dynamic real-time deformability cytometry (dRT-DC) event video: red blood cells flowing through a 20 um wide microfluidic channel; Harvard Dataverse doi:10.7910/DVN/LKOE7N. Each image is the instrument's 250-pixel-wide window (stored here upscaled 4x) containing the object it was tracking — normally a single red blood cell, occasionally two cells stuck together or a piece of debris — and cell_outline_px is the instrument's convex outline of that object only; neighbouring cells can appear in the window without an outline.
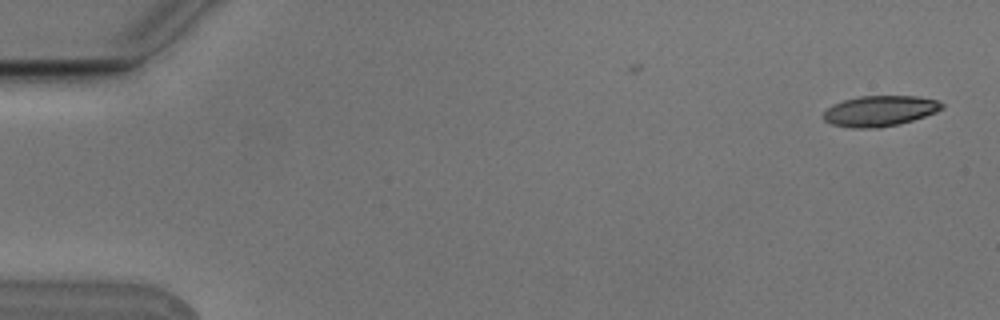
{"species": "Egyptian fruit bat (a non-hibernating species)", "species_latin": "Rousettus aegyptiacus", "temperature_condition": "cold", "stored_images_in_passage": 2, "camera_frame_rate_fps": 3000, "um_per_image_px": 0.085, "animal": {"sex": "male"}, "frame": {"image": 1, "passage_image": 2, "time_ms": 0.333, "image_size_px": [1000, 320], "cell_outline_px": [[944, 108], [936, 112], [900, 124], [880, 128], [852, 128], [832, 124], [824, 120], [820, 116], [832, 104], [844, 100], [860, 96], [916, 96], [936, 100], [944, 104]], "centroid_in_image_um": [74.76, 9.44], "position_along_channel_um": 10.2, "area_um2": 21.21}}